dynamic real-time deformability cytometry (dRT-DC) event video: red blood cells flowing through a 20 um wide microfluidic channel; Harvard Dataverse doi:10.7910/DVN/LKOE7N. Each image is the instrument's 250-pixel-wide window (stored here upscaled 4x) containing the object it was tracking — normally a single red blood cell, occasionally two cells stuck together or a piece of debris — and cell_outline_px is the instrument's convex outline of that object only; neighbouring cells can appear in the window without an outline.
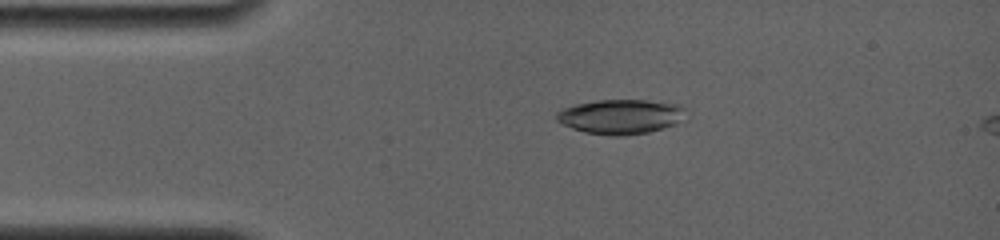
{"species": "common noctule bat (a hibernating species)", "species_latin": "Nyctalus noctula", "temperature_condition": "room temperature", "stored_images_in_passage": 26, "camera_frame_rate_fps": 4000, "um_per_image_px": 0.085, "animal": {"sex": "female", "body_mass_g": 19.0, "forearm_length_mm": 56.7}, "frame": {"image": 1, "passage_image": 1, "time_ms": 0.0, "image_size_px": [1000, 240], "cell_outline_px": [[684, 108], [672, 124], [648, 132], [620, 136], [612, 136], [584, 132], [572, 128], [556, 120], [556, 112], [564, 108], [576, 104], [596, 100], [648, 100], [680, 104]], "centroid_in_image_um": [52.64, 9.9], "position_along_channel_um": 32.4, "area_um2": 25.43}}
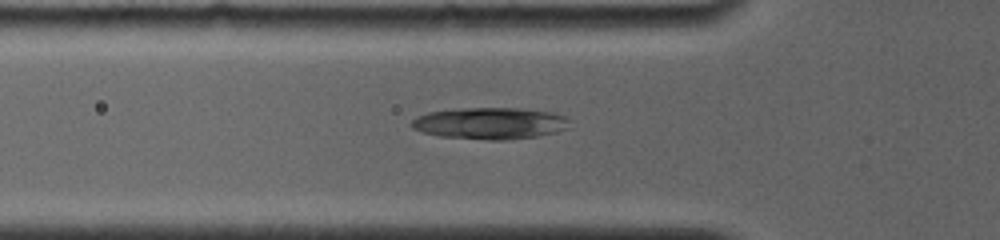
{"frame": {"image": 2, "passage_image": 13, "time_ms": 2.25, "image_size_px": [1000, 240], "cell_outline_px": [[568, 128], [556, 132], [536, 136], [504, 140], [488, 140], [440, 136], [420, 132], [412, 128], [408, 124], [416, 116], [428, 112], [464, 108], [520, 108], [552, 112], [564, 116]], "centroid_in_image_um": [41.58, 10.48], "position_along_channel_um": 84.2, "area_um2": 29.13}}
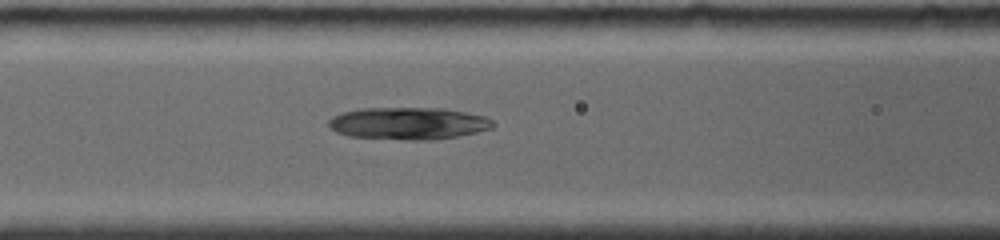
{"frame": {"image": 3, "passage_image": 20, "time_ms": 3.5, "image_size_px": [1000, 240], "cell_outline_px": [[496, 124], [492, 128], [476, 132], [436, 140], [408, 140], [348, 136], [336, 132], [328, 124], [328, 120], [332, 116], [344, 112], [360, 108], [444, 108], [484, 116], [492, 120]], "centroid_in_image_um": [34.71, 10.49], "position_along_channel_um": 131.9, "area_um2": 30.87}}